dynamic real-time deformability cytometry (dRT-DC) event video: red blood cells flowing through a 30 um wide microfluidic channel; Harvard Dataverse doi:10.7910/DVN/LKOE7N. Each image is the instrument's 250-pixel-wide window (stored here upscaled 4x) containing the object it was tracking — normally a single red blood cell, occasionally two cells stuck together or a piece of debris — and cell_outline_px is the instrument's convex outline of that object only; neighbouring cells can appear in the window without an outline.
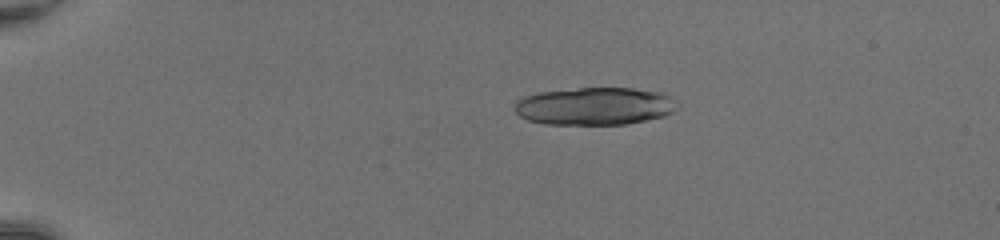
{"species": "common noctule bat (a hibernating species)", "species_latin": "Nyctalus noctula", "temperature_condition": "room temperature", "stored_images_in_passage": 25, "camera_frame_rate_fps": 3000, "um_per_image_px": 0.085, "animal": {"sex": "female", "body_mass_g": 20.0, "forearm_length_mm": 54.0}, "frame": {"image": 1, "passage_image": 12, "time_ms": 3.667, "image_size_px": [1000, 240], "cell_outline_px": [[680, 104], [672, 112], [664, 116], [628, 124], [544, 124], [528, 120], [520, 116], [516, 112], [516, 100], [524, 96], [540, 92], [580, 88], [632, 88], [656, 92], [668, 96]], "centroid_in_image_um": [50.55, 9.03], "position_along_channel_um": 34.5, "area_um2": 35.49}}